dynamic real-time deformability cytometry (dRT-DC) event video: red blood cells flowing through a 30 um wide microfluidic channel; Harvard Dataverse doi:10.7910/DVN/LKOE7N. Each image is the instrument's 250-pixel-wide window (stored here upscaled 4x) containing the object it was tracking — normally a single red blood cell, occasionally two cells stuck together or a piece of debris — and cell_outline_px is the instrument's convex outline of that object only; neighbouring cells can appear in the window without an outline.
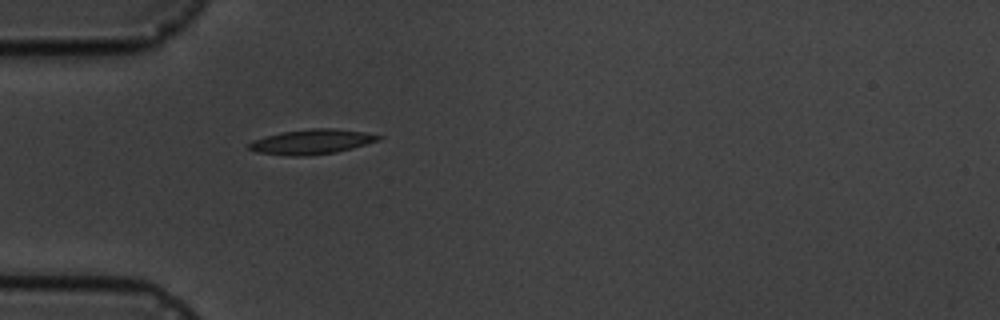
{"species": "common noctule bat (a hibernating species)", "species_latin": "Nyctalus noctula", "temperature_condition": "cold", "stored_images_in_passage": 1, "camera_frame_rate_fps": 3000, "um_per_image_px": 0.085, "animal": {"sex": "male", "body_mass_g": 19.5, "forearm_length_mm": 54.6}, "frame": {"image": 1, "passage_image": 1, "time_ms": 0.0, "image_size_px": [1000, 320], "cell_outline_px": [[384, 136], [380, 140], [352, 148], [336, 152], [304, 156], [288, 156], [256, 152], [248, 148], [248, 144], [252, 140], [284, 132], [312, 128], [332, 128], [364, 132]], "centroid_in_image_um": [26.51, 12.05], "position_along_channel_um": 58.5, "area_um2": 18.61}}